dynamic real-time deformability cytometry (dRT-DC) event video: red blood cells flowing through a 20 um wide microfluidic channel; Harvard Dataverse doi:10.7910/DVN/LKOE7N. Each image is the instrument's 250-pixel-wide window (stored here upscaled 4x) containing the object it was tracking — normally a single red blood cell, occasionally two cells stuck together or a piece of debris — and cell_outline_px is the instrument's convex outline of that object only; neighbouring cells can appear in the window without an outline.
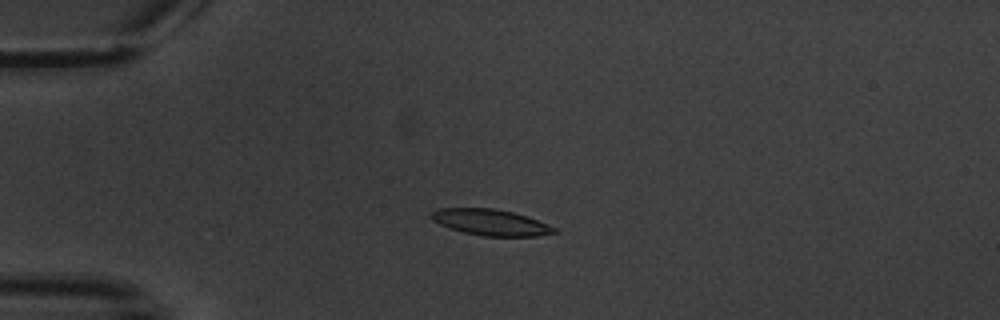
{"species": "common noctule bat (a hibernating species)", "species_latin": "Nyctalus noctula", "temperature_condition": "warm", "stored_images_in_passage": 9, "camera_frame_rate_fps": 3000, "um_per_image_px": 0.085, "animal": {"sex": "male", "body_mass_g": 20.1, "forearm_length_mm": 53.5}, "frame": {"image": 1, "passage_image": 4, "time_ms": 3.667, "image_size_px": [1000, 320], "cell_outline_px": [[556, 232], [536, 236], [484, 236], [464, 232], [440, 224], [432, 220], [428, 216], [432, 212], [440, 208], [492, 208], [512, 212], [536, 220], [556, 228]], "centroid_in_image_um": [41.66, 18.89], "position_along_channel_um": 43.3, "area_um2": 18.32}}
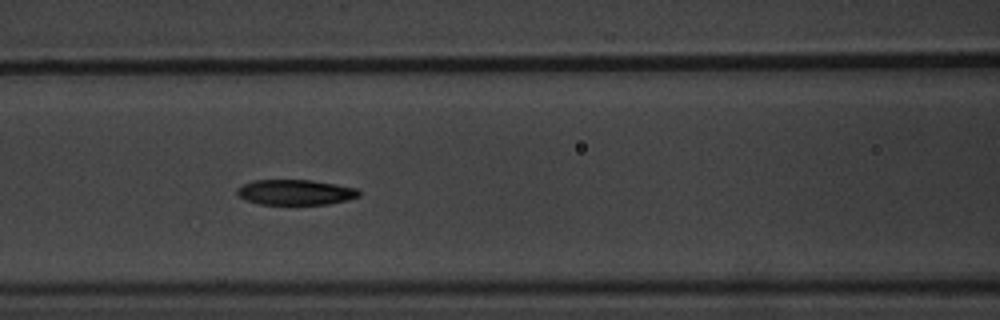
{"frame": {"image": 2, "passage_image": 7, "time_ms": 7.333, "image_size_px": [1000, 320], "cell_outline_px": [[360, 196], [348, 200], [328, 204], [260, 204], [248, 200], [240, 196], [236, 192], [236, 188], [244, 184], [256, 180], [312, 180], [356, 188], [360, 192]], "centroid_in_image_um": [25.13, 16.34], "position_along_channel_um": 141.5, "area_um2": 17.8}}
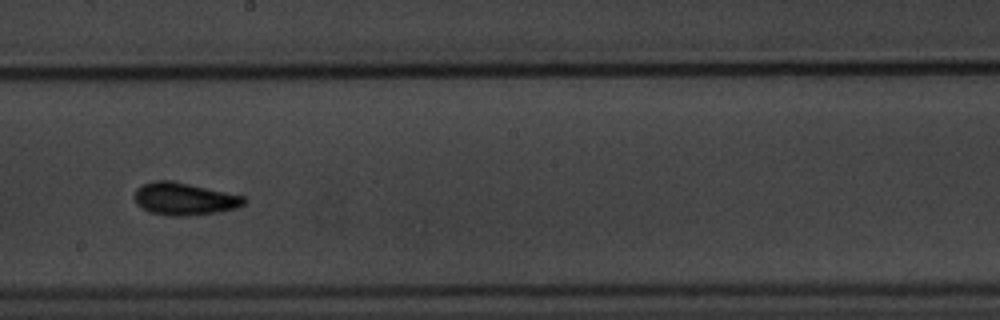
{"frame": {"image": 3, "passage_image": 9, "time_ms": 10.0, "image_size_px": [1000, 320], "cell_outline_px": [[248, 200], [244, 204], [236, 208], [220, 212], [188, 216], [172, 216], [152, 212], [136, 204], [132, 196], [136, 188], [144, 184], [160, 180], [168, 180], [188, 184], [244, 196]], "centroid_in_image_um": [15.67, 16.92], "position_along_channel_um": 232.5, "area_um2": 20.58}}